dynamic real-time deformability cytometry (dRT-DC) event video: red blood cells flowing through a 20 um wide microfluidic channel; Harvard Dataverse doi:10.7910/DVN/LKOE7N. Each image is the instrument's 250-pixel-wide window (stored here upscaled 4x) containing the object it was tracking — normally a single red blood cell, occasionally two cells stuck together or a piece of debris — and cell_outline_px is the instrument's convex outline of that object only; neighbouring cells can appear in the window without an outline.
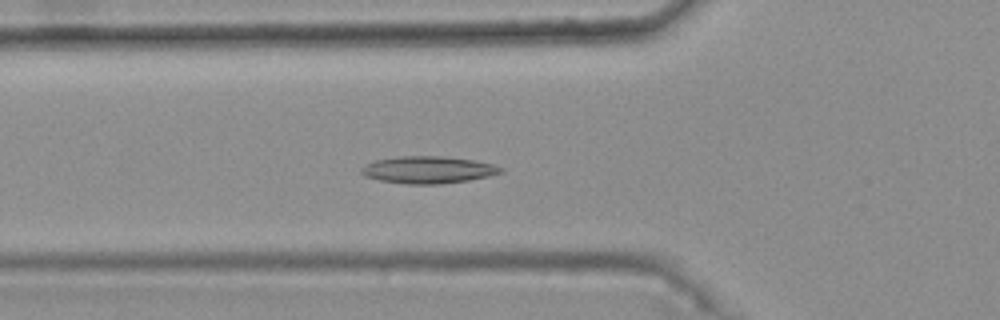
{"species": "common noctule bat (a hibernating species)", "species_latin": "Nyctalus noctula", "temperature_condition": "warm", "stored_images_in_passage": 46, "camera_frame_rate_fps": 3000, "um_per_image_px": 0.085, "animal": {"sex": "female", "body_mass_g": 25.1}, "frame": {"image": 1, "passage_image": 19, "time_ms": 6.0, "image_size_px": [1000, 320], "cell_outline_px": [[504, 172], [488, 176], [468, 180], [440, 184], [408, 184], [380, 180], [364, 176], [360, 172], [360, 168], [364, 164], [376, 160], [400, 156], [440, 156], [472, 160], [492, 164], [504, 168]], "centroid_in_image_um": [36.36, 14.43], "position_along_channel_um": 89.4, "area_um2": 21.96}}
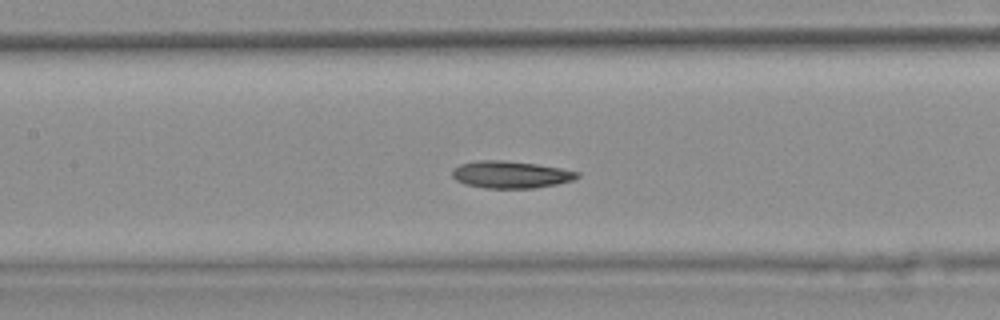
{"frame": {"image": 2, "passage_image": 25, "time_ms": 8.0, "image_size_px": [1000, 320], "cell_outline_px": [[580, 176], [572, 180], [556, 184], [536, 188], [484, 188], [464, 184], [456, 180], [452, 176], [452, 168], [460, 164], [476, 160], [504, 160], [536, 164], [560, 168], [580, 172]], "centroid_in_image_um": [43.38, 14.83], "position_along_channel_um": 164.0, "area_um2": 19.88}}
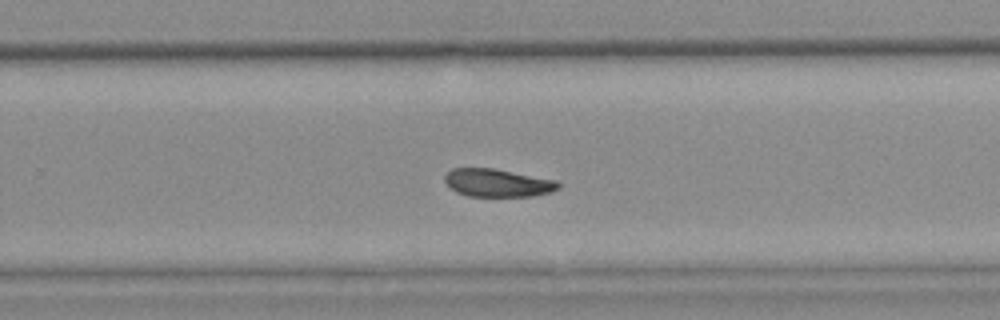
{"frame": {"image": 3, "passage_image": 35, "time_ms": 11.333, "image_size_px": [1000, 320], "cell_outline_px": [[560, 188], [552, 192], [532, 196], [468, 196], [456, 192], [444, 180], [444, 176], [452, 168], [496, 168], [556, 180], [560, 184]], "centroid_in_image_um": [42.32, 15.54], "position_along_channel_um": 287.5, "area_um2": 18.55}, "authors_computed_cell_mechanics": {"area_um2": 20.0855, "velocity_mm_per_s": 3.7207, "shape_relaxation_time_tau1_ms": null, "shape_relaxation_time_tau2_ms": 4.8566, "deformation_change_tau1": null, "deformation_change_tau2": 0.0986}}